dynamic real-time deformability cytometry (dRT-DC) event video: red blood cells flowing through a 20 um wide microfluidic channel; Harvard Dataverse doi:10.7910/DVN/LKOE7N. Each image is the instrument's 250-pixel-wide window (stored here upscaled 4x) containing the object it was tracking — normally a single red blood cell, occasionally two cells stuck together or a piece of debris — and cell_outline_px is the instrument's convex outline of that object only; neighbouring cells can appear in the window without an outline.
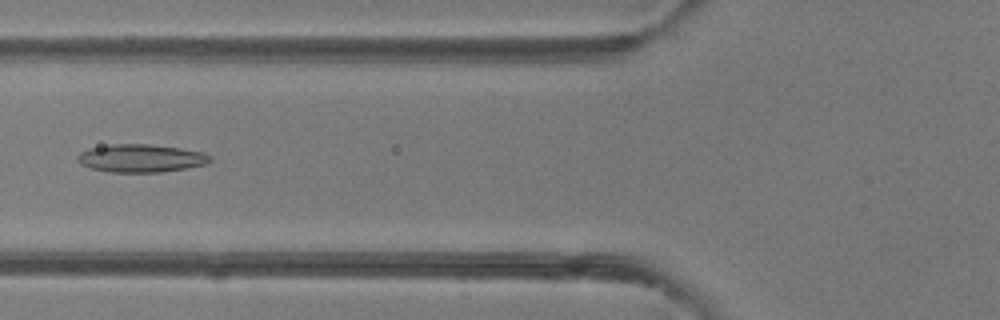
{"species": "common noctule bat (a hibernating species)", "species_latin": "Nyctalus noctula", "temperature_condition": "room temperature", "stored_images_in_passage": 6, "camera_frame_rate_fps": 3000, "um_per_image_px": 0.085, "animal": {"sex": "female"}, "frame": {"image": 1, "passage_image": 5, "time_ms": 5.667, "image_size_px": [1000, 320], "cell_outline_px": [[212, 160], [208, 164], [160, 172], [108, 172], [88, 168], [80, 164], [76, 160], [76, 156], [80, 152], [88, 148], [112, 144], [148, 144], [180, 148], [204, 152], [212, 156]], "centroid_in_image_um": [11.95, 13.45], "position_along_channel_um": 113.9, "area_um2": 21.85}}
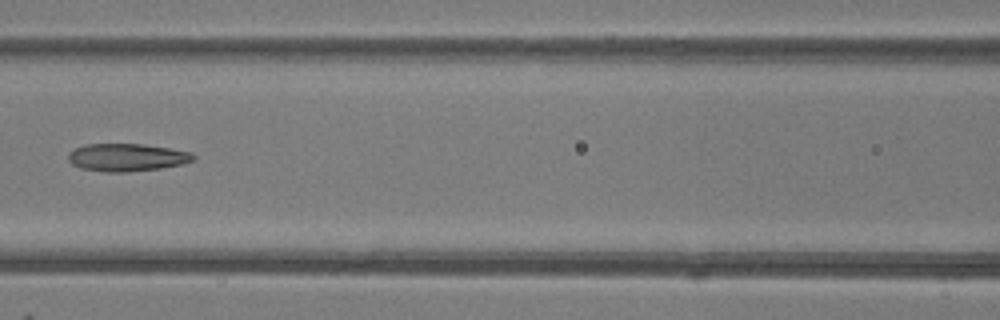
{"frame": {"image": 2, "passage_image": 6, "time_ms": 6.667, "image_size_px": [1000, 320], "cell_outline_px": [[196, 160], [184, 164], [160, 168], [128, 172], [108, 172], [80, 168], [72, 164], [68, 160], [68, 152], [84, 144], [144, 144], [192, 152], [196, 156]], "centroid_in_image_um": [10.81, 13.38], "position_along_channel_um": 155.8, "area_um2": 20.35}}